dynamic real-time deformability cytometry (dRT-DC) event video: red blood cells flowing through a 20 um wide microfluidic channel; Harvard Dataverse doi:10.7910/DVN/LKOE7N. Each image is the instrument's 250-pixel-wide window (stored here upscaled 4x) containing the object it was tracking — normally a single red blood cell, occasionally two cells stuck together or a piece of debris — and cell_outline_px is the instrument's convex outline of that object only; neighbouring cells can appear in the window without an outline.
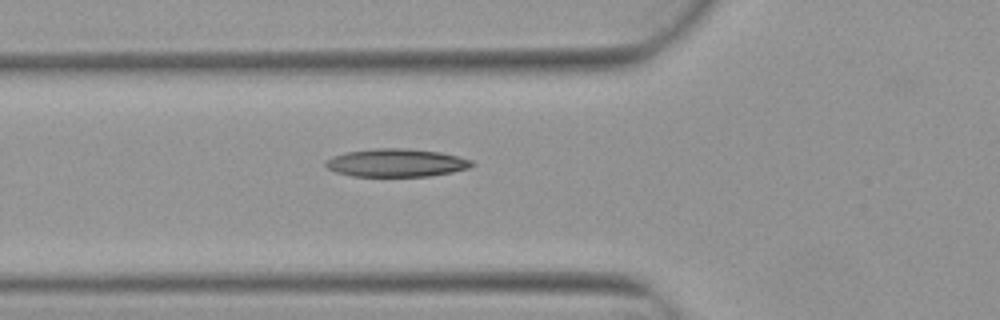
{"species": "Egyptian fruit bat (a non-hibernating species)", "species_latin": "Rousettus aegyptiacus", "temperature_condition": "warm", "stored_images_in_passage": 3, "camera_frame_rate_fps": 3000, "um_per_image_px": 0.085, "animal": {"sex": "female"}, "frame": {"image": 1, "passage_image": 3, "time_ms": 0.667, "image_size_px": [1000, 320], "cell_outline_px": [[476, 164], [468, 168], [452, 172], [428, 176], [352, 176], [336, 172], [328, 168], [324, 164], [324, 160], [332, 156], [344, 152], [376, 148], [404, 148], [440, 152], [460, 156], [472, 160]], "centroid_in_image_um": [33.68, 13.83], "position_along_channel_um": 92.1, "area_um2": 24.04}}